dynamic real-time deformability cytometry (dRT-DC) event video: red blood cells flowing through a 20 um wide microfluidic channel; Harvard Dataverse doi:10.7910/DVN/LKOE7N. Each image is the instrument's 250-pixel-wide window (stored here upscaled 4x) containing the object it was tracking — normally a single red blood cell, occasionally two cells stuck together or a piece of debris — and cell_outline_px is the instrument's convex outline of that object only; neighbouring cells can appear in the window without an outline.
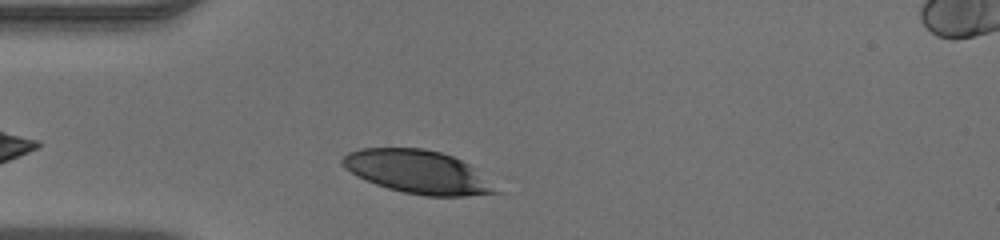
{"species": "human", "species_latin": "Homo sapiens", "temperature_condition": "warm", "stored_images_in_passage": 29, "camera_frame_rate_fps": 3000, "um_per_image_px": 0.085, "donor": {"sex": "male"}, "frame": {"image": 1, "passage_image": 3, "time_ms": 0.667, "image_size_px": [1000, 240], "cell_outline_px": [[504, 192], [464, 196], [424, 196], [404, 192], [388, 188], [376, 184], [356, 176], [344, 168], [340, 164], [340, 160], [348, 152], [360, 148], [424, 148], [440, 152], [452, 156], [468, 164], [500, 188]], "centroid_in_image_um": [35.51, 14.61], "position_along_channel_um": 49.5, "area_um2": 38.73}}
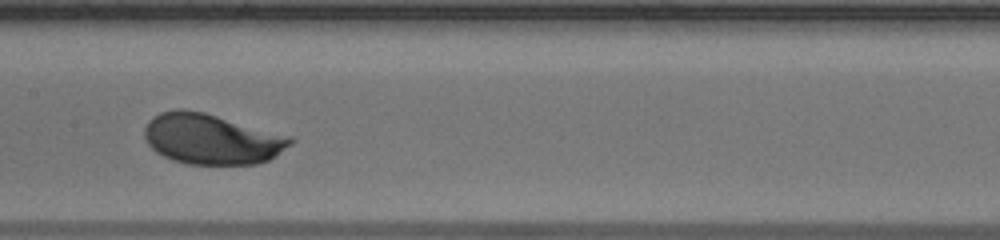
{"frame": {"image": 2, "passage_image": 14, "time_ms": 4.333, "image_size_px": [1000, 240], "cell_outline_px": [[296, 140], [292, 144], [276, 156], [268, 160], [256, 164], [188, 164], [172, 160], [156, 152], [148, 144], [144, 136], [144, 128], [148, 120], [152, 116], [160, 112], [176, 108], [180, 108], [204, 112], [292, 136]], "centroid_in_image_um": [17.98, 11.8], "position_along_channel_um": 189.4, "area_um2": 43.23}}
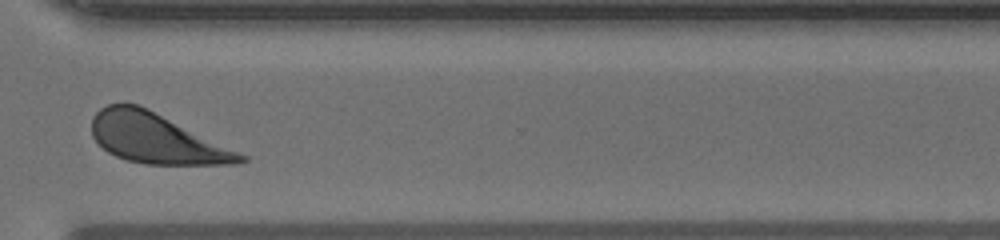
{"frame": {"image": 3, "passage_image": 26, "time_ms": 8.333, "image_size_px": [1000, 240], "cell_outline_px": [[248, 160], [236, 164], [144, 164], [128, 160], [116, 156], [108, 152], [92, 136], [92, 116], [100, 108], [108, 104], [140, 104], [248, 156]], "centroid_in_image_um": [13.28, 11.76], "position_along_channel_um": 357.3, "area_um2": 42.95}}